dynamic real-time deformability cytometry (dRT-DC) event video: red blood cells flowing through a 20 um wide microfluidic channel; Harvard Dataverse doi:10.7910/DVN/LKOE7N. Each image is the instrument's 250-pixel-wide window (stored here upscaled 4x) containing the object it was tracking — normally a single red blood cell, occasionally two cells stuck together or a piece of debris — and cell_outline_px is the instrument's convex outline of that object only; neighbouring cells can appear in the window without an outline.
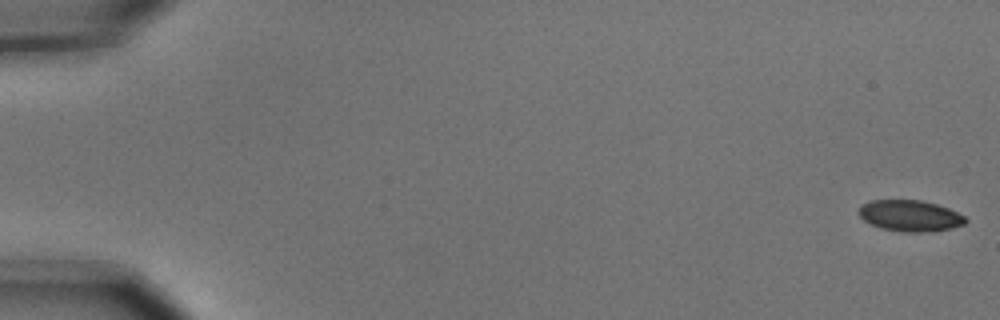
{"species": "common noctule bat (a hibernating species)", "species_latin": "Nyctalus noctula", "temperature_condition": "cold", "stored_images_in_passage": 4, "camera_frame_rate_fps": 3000, "um_per_image_px": 0.085, "animal": {"sex": "male", "body_mass_g": 15.6}, "frame": {"image": 1, "passage_image": 1, "time_ms": 0.0, "image_size_px": [1000, 320], "cell_outline_px": [[968, 220], [964, 224], [952, 228], [928, 232], [904, 232], [880, 228], [864, 220], [856, 212], [860, 204], [868, 200], [920, 200], [936, 204], [948, 208], [964, 216]], "centroid_in_image_um": [77.31, 18.33], "position_along_channel_um": 7.7, "area_um2": 19.54}}